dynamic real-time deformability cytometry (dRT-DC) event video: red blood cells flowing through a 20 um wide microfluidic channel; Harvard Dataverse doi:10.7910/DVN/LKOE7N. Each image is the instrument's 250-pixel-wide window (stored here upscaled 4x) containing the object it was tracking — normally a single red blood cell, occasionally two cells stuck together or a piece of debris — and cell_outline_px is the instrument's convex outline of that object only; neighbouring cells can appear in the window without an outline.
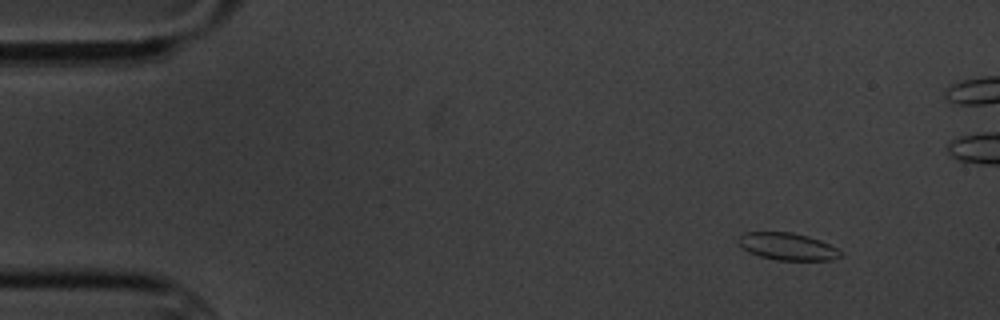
{"species": "common noctule bat (a hibernating species)", "species_latin": "Nyctalus noctula", "temperature_condition": "cold", "stored_images_in_passage": 5, "camera_frame_rate_fps": 3000, "um_per_image_px": 0.085, "animal": {"sex": "male", "body_mass_g": 20.1, "forearm_length_mm": 53.5}, "frame": {"image": 1, "passage_image": 1, "time_ms": 0.0, "image_size_px": [1000, 320], "cell_outline_px": [[840, 256], [832, 260], [776, 260], [760, 256], [748, 252], [740, 244], [740, 236], [744, 232], [792, 232], [808, 236], [820, 240], [836, 248], [840, 252]], "centroid_in_image_um": [66.93, 20.95], "position_along_channel_um": 18.1, "area_um2": 15.95}}